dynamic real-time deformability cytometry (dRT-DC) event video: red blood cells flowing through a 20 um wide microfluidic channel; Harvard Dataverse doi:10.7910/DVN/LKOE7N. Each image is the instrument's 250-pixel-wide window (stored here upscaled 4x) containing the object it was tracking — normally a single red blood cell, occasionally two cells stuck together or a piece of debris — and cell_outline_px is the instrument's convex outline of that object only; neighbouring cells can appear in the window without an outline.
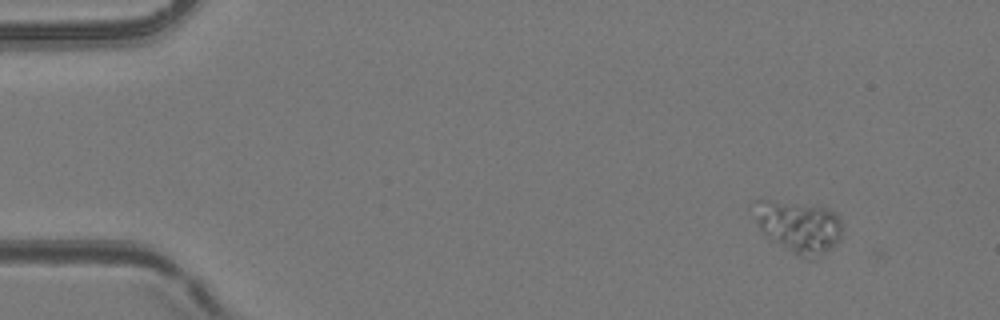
{"species": "common noctule bat (a hibernating species)", "species_latin": "Nyctalus noctula", "temperature_condition": "room temperature", "stored_images_in_passage": 3, "camera_frame_rate_fps": 3000, "um_per_image_px": 0.085, "animal": {"sex": "female", "body_mass_g": 24.6, "forearm_length_mm": 56.2}, "frame": {"image": 1, "passage_image": 1, "time_ms": 0.0, "image_size_px": [1000, 320], "cell_outline_px": [[840, 240], [836, 244], [816, 260], [808, 260], [800, 256], [768, 236], [760, 228], [748, 204], [752, 200], [768, 200], [828, 208], [836, 212], [840, 216]], "centroid_in_image_um": [67.88, 19.25], "position_along_channel_um": 17.1, "area_um2": 26.65}}